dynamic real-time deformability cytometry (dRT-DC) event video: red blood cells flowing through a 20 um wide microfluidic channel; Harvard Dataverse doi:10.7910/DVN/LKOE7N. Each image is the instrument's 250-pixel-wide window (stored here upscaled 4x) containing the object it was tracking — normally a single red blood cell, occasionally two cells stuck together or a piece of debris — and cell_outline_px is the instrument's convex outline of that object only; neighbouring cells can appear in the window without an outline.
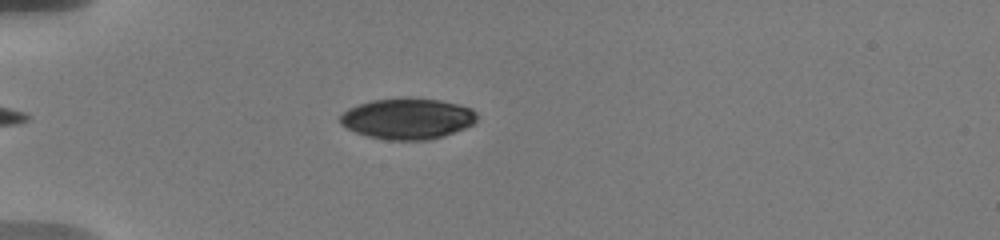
{"species": "human", "species_latin": "Homo sapiens", "temperature_condition": "warm", "stored_images_in_passage": 4, "camera_frame_rate_fps": 3000, "um_per_image_px": 0.085, "donor": {"sex": "male"}, "frame": {"image": 1, "passage_image": 2, "time_ms": 0.667, "image_size_px": [1000, 240], "cell_outline_px": [[476, 120], [472, 124], [464, 128], [444, 136], [428, 140], [388, 140], [368, 136], [356, 132], [340, 124], [340, 116], [348, 108], [372, 100], [440, 100], [460, 104], [472, 108], [476, 112]], "centroid_in_image_um": [34.66, 10.12], "position_along_channel_um": 50.3, "area_um2": 31.91}}
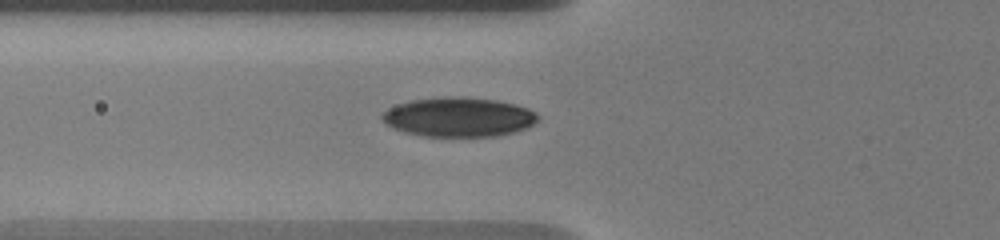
{"frame": {"image": 2, "passage_image": 4, "time_ms": 2.333, "image_size_px": [1000, 240], "cell_outline_px": [[540, 120], [524, 128], [512, 132], [496, 136], [424, 136], [404, 132], [392, 128], [380, 120], [380, 116], [388, 108], [412, 100], [444, 96], [464, 96], [496, 100], [516, 104], [528, 108], [536, 112]], "centroid_in_image_um": [38.97, 9.94], "position_along_channel_um": 86.8, "area_um2": 35.89}}